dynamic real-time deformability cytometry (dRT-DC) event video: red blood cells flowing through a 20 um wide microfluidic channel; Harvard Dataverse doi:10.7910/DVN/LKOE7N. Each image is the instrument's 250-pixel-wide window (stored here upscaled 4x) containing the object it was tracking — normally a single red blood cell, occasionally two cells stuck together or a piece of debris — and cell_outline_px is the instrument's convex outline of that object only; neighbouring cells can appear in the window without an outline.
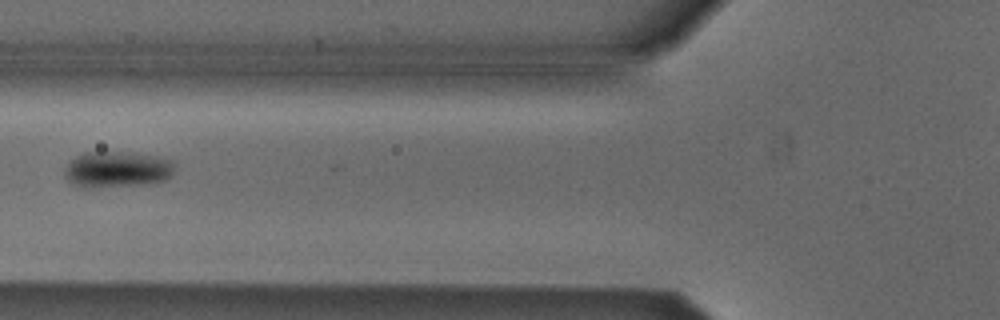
{"species": "Egyptian fruit bat (a non-hibernating species)", "species_latin": "Rousettus aegyptiacus", "temperature_condition": "cold", "stored_images_in_passage": 2, "camera_frame_rate_fps": 3000, "um_per_image_px": 0.085, "animal": {"sex": "male"}, "frame": {"image": 1, "passage_image": 2, "time_ms": 1.0, "image_size_px": [1000, 320], "cell_outline_px": [[172, 176], [168, 180], [156, 184], [76, 184], [68, 180], [64, 172], [64, 168], [76, 156], [84, 152], [120, 152], [156, 156], [172, 160]], "centroid_in_image_um": [10.04, 14.35], "position_along_channel_um": 115.8, "area_um2": 22.08}}